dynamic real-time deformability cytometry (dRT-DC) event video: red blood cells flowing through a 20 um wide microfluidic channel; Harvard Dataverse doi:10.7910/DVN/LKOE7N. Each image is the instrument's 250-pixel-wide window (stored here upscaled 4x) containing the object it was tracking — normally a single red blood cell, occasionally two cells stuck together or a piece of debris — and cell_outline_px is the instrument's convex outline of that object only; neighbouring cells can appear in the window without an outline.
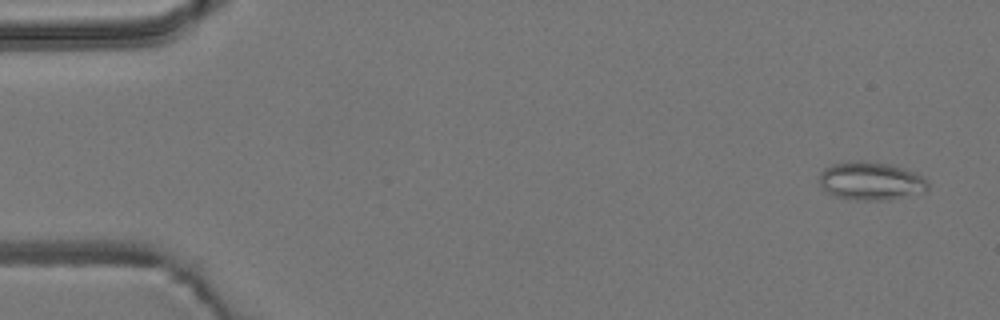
{"species": "common noctule bat (a hibernating species)", "species_latin": "Nyctalus noctula", "temperature_condition": "room temperature", "stored_images_in_passage": 55, "camera_frame_rate_fps": 3000, "um_per_image_px": 0.085, "animal": {"sex": "male", "body_mass_g": 19.2, "forearm_length_mm": 51.8}, "frame": {"image": 1, "passage_image": 3, "time_ms": 0.667, "image_size_px": [1000, 320], "cell_outline_px": [[928, 188], [924, 192], [888, 200], [856, 200], [836, 196], [824, 192], [820, 184], [820, 172], [824, 168], [832, 164], [848, 160], [864, 160], [888, 164], [916, 172], [924, 176], [928, 184]], "centroid_in_image_um": [74.0, 15.37], "position_along_channel_um": 11.0, "area_um2": 24.51}}
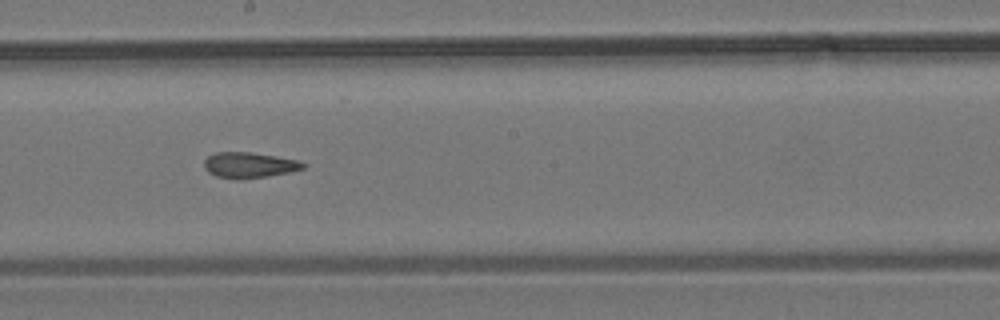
{"frame": {"image": 2, "passage_image": 30, "time_ms": 9.667, "image_size_px": [1000, 320], "cell_outline_px": [[308, 164], [304, 168], [288, 172], [268, 176], [240, 180], [236, 180], [216, 176], [208, 172], [204, 168], [204, 160], [208, 156], [216, 152], [252, 152], [276, 156], [296, 160]], "centroid_in_image_um": [21.16, 14.04], "position_along_channel_um": 227.0, "area_um2": 14.91}}
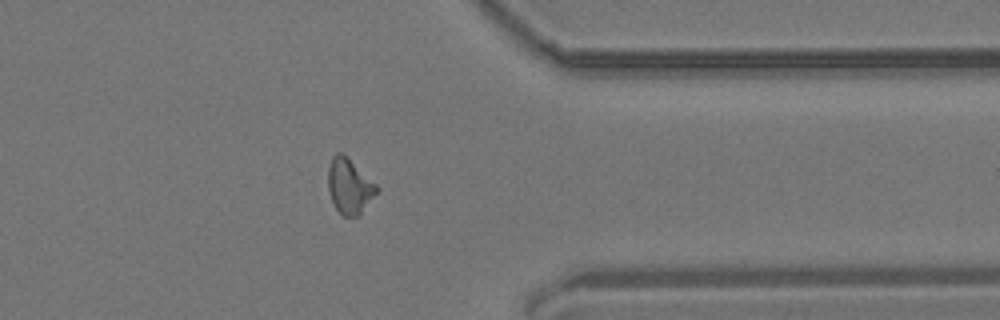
{"frame": {"image": 3, "passage_image": 43, "time_ms": 14.0, "image_size_px": [1000, 320], "cell_outline_px": [[380, 188], [360, 216], [344, 216], [336, 208], [332, 200], [328, 188], [328, 168], [332, 156], [336, 152], [340, 152], [376, 184]], "centroid_in_image_um": [29.7, 15.85], "position_along_channel_um": 381.7, "area_um2": 15.32}, "authors_computed_cell_mechanics": {"area_um2": 15.317, "velocity_mm_per_s": 3.8254, "shape_relaxation_time_tau1_ms": null, "shape_relaxation_time_tau2_ms": 2.7073, "deformation_change_tau1": null, "deformation_change_tau2": 0.1123}}